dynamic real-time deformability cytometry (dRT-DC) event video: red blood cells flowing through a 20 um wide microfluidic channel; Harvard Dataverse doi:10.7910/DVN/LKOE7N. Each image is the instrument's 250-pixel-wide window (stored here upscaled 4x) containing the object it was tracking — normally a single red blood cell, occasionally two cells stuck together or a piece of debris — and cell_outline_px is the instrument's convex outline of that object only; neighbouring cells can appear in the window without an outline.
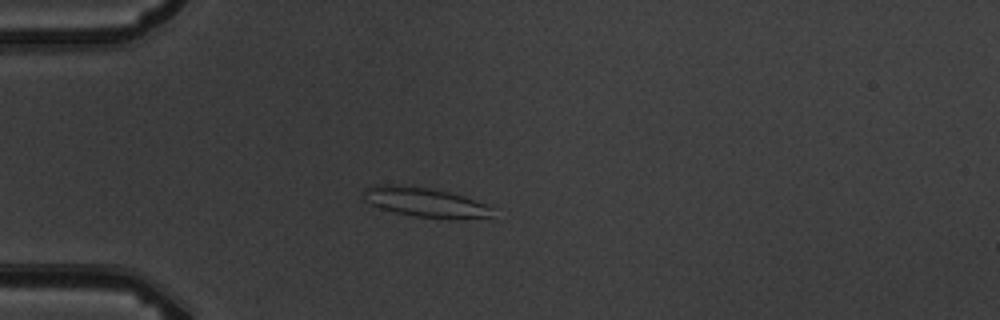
{"species": "common noctule bat (a hibernating species)", "species_latin": "Nyctalus noctula", "temperature_condition": "warm", "stored_images_in_passage": 10, "camera_frame_rate_fps": 3000, "um_per_image_px": 0.085, "animal": {"sex": "male", "body_mass_g": 19.5, "forearm_length_mm": 54.6}, "frame": {"image": 1, "passage_image": 4, "time_ms": 3.333, "image_size_px": [1000, 320], "cell_outline_px": [[492, 216], [460, 220], [448, 220], [416, 216], [396, 212], [380, 208], [364, 200], [364, 192], [372, 184], [396, 184], [432, 188], [464, 196], [484, 204], [492, 208]], "centroid_in_image_um": [36.15, 17.2], "position_along_channel_um": 48.9, "area_um2": 22.31}}
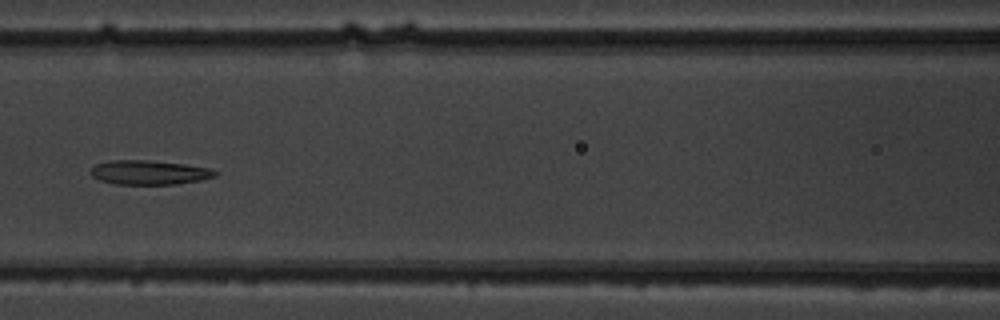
{"frame": {"image": 2, "passage_image": 7, "time_ms": 6.667, "image_size_px": [1000, 320], "cell_outline_px": [[220, 172], [216, 176], [200, 180], [176, 184], [116, 184], [100, 180], [92, 176], [92, 168], [96, 164], [108, 160], [148, 160], [184, 164], [208, 168]], "centroid_in_image_um": [12.7, 14.65], "position_along_channel_um": 153.9, "area_um2": 17.51}}
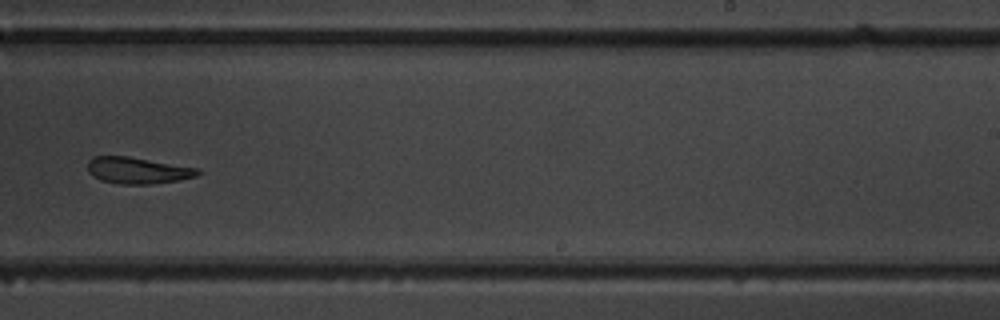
{"frame": {"image": 3, "passage_image": 10, "time_ms": 10.0, "image_size_px": [1000, 320], "cell_outline_px": [[200, 172], [196, 176], [180, 180], [152, 184], [116, 184], [100, 180], [92, 176], [88, 172], [88, 160], [92, 156], [128, 156], [200, 168]], "centroid_in_image_um": [11.68, 14.49], "position_along_channel_um": 277.3, "area_um2": 17.22}}